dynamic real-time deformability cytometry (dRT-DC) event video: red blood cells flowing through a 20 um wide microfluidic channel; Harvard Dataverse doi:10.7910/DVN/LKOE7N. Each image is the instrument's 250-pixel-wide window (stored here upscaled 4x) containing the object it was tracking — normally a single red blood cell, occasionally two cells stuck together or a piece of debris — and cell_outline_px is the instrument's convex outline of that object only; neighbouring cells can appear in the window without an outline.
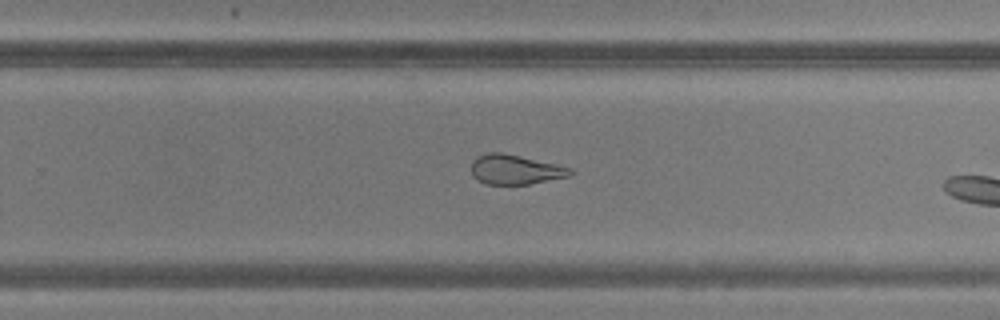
{"species": "common noctule bat (a hibernating species)", "species_latin": "Nyctalus noctula", "temperature_condition": "warm", "stored_images_in_passage": 27, "camera_frame_rate_fps": 3000, "um_per_image_px": 0.085, "animal": {"sex": "male", "body_mass_g": 20.5, "forearm_length_mm": 52.5}, "frame": {"image": 1, "passage_image": 20, "time_ms": 6.333, "image_size_px": [1000, 320], "cell_outline_px": [[576, 172], [572, 176], [528, 184], [484, 184], [476, 180], [472, 176], [472, 160], [488, 152], [500, 152], [520, 156], [556, 164], [572, 168]], "centroid_in_image_um": [43.82, 14.42], "position_along_channel_um": 286.0, "area_um2": 17.22}}